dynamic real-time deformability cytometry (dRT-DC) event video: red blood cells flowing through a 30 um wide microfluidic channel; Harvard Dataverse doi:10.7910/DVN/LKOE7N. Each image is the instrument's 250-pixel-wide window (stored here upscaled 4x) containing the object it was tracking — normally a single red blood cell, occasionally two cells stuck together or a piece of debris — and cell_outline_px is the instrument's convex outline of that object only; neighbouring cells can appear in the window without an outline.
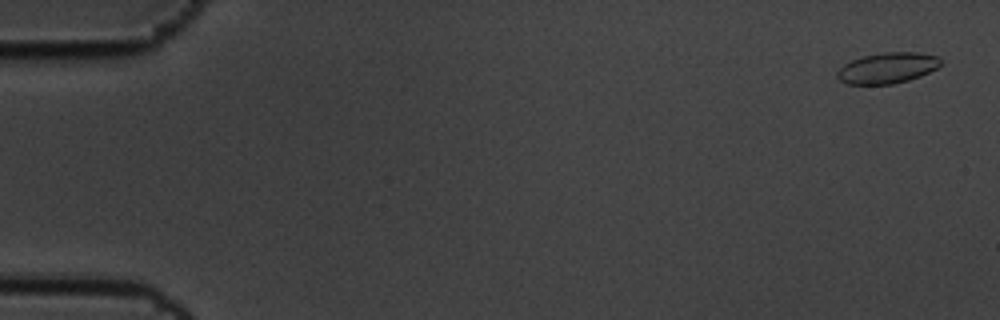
{"species": "common noctule bat (a hibernating species)", "species_latin": "Nyctalus noctula", "temperature_condition": "cold", "stored_images_in_passage": 4, "camera_frame_rate_fps": 3000, "um_per_image_px": 0.085, "animal": {"sex": "male", "body_mass_g": 19.5, "forearm_length_mm": 54.6}, "frame": {"image": 1, "passage_image": 1, "time_ms": 0.0, "image_size_px": [1000, 320], "cell_outline_px": [[940, 64], [936, 68], [920, 76], [908, 80], [892, 84], [848, 84], [840, 80], [836, 76], [836, 72], [844, 64], [852, 60], [864, 56], [884, 52], [916, 52], [940, 56]], "centroid_in_image_um": [75.42, 5.77], "position_along_channel_um": 9.6, "area_um2": 18.44}}